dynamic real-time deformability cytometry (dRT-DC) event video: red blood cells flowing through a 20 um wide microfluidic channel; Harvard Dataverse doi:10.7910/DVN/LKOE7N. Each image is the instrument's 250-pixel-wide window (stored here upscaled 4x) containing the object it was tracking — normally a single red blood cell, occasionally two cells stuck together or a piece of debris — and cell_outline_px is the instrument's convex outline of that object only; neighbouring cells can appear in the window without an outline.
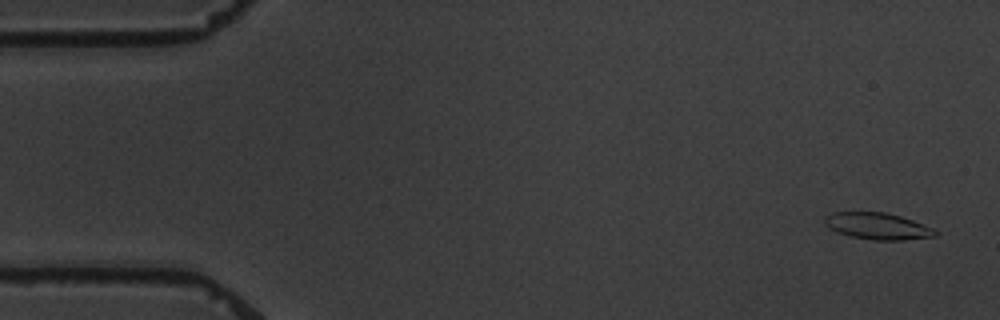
{"species": "common noctule bat (a hibernating species)", "species_latin": "Nyctalus noctula", "temperature_condition": "warm", "stored_images_in_passage": 4, "camera_frame_rate_fps": 3000, "um_per_image_px": 0.085, "animal": {"sex": "male", "body_mass_g": 19.5, "forearm_length_mm": 54.6}, "frame": {"image": 1, "passage_image": 1, "time_ms": 0.0, "image_size_px": [1000, 320], "cell_outline_px": [[940, 232], [936, 236], [904, 240], [872, 240], [848, 236], [836, 232], [824, 224], [824, 216], [832, 212], [884, 212], [900, 216], [912, 220], [932, 228]], "centroid_in_image_um": [74.57, 19.22], "position_along_channel_um": 10.4, "area_um2": 17.28}}